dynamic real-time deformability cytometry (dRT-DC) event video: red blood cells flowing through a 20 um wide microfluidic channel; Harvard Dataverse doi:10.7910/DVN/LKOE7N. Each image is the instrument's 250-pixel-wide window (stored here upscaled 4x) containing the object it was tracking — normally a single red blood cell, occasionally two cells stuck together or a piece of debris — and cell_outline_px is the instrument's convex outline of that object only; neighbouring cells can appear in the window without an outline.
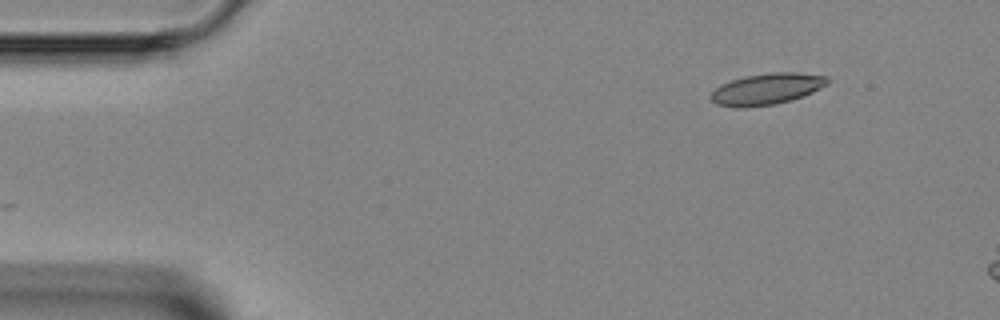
{"species": "Egyptian fruit bat (a non-hibernating species)", "species_latin": "Rousettus aegyptiacus", "temperature_condition": "room temperature", "stored_images_in_passage": 4, "camera_frame_rate_fps": 3000, "um_per_image_px": 0.085, "animal": {"sex": "female"}, "frame": {"image": 1, "passage_image": 2, "time_ms": 1.333, "image_size_px": [1000, 320], "cell_outline_px": [[828, 84], [804, 96], [792, 100], [776, 104], [740, 108], [736, 108], [716, 104], [708, 96], [720, 84], [744, 76], [768, 72], [796, 72], [828, 76]], "centroid_in_image_um": [65.16, 7.56], "position_along_channel_um": 19.8, "area_um2": 21.5}}